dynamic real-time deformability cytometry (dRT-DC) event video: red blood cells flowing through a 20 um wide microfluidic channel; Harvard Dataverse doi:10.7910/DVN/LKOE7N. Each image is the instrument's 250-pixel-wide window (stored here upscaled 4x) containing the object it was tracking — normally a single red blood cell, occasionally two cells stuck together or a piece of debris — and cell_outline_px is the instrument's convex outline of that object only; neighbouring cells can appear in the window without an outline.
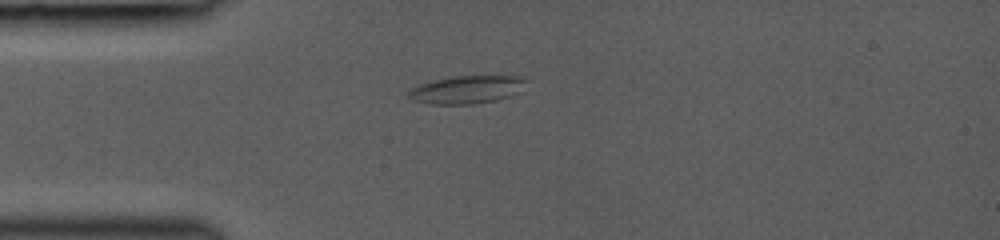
{"species": "common noctule bat (a hibernating species)", "species_latin": "Nyctalus noctula", "temperature_condition": "room temperature", "stored_images_in_passage": 7, "camera_frame_rate_fps": 3000, "um_per_image_px": 0.085, "animal": {"sex": "female", "body_mass_g": 19.0, "forearm_length_mm": 53.3}, "frame": {"image": 1, "passage_image": 1, "time_ms": 0.0, "image_size_px": [1000, 240], "cell_outline_px": [[528, 80], [516, 92], [508, 96], [496, 100], [476, 104], [432, 104], [412, 100], [408, 96], [408, 92], [412, 88], [420, 84], [436, 80], [456, 76], [528, 76]], "centroid_in_image_um": [39.68, 7.61], "position_along_channel_um": 45.3, "area_um2": 18.9}}
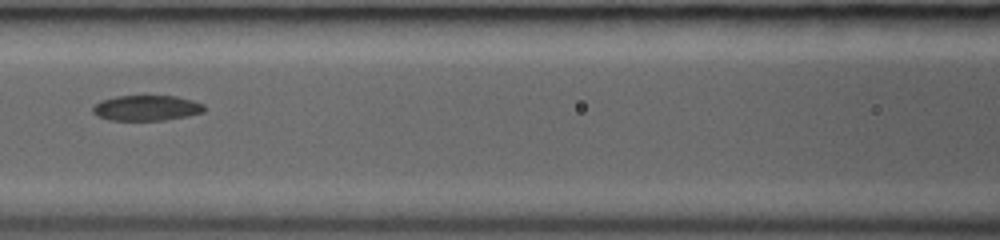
{"frame": {"image": 2, "passage_image": 4, "time_ms": 3.0, "image_size_px": [1000, 240], "cell_outline_px": [[204, 112], [188, 116], [164, 120], [108, 120], [96, 116], [92, 112], [92, 108], [100, 100], [116, 96], [176, 96], [192, 100], [204, 104]], "centroid_in_image_um": [12.43, 9.18], "position_along_channel_um": 154.2, "area_um2": 16.59}}
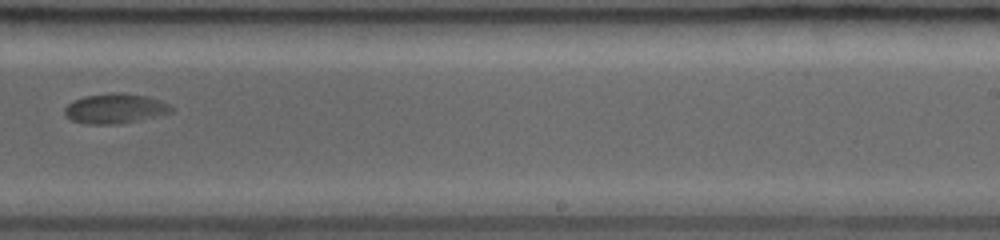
{"frame": {"image": 3, "passage_image": 7, "time_ms": 6.0, "image_size_px": [1000, 240], "cell_outline_px": [[172, 112], [140, 120], [120, 124], [88, 124], [72, 120], [64, 116], [64, 108], [72, 100], [84, 96], [112, 92], [120, 92], [144, 96], [160, 100], [168, 104], [172, 108]], "centroid_in_image_um": [9.73, 9.22], "position_along_channel_um": 279.3, "area_um2": 18.61}}